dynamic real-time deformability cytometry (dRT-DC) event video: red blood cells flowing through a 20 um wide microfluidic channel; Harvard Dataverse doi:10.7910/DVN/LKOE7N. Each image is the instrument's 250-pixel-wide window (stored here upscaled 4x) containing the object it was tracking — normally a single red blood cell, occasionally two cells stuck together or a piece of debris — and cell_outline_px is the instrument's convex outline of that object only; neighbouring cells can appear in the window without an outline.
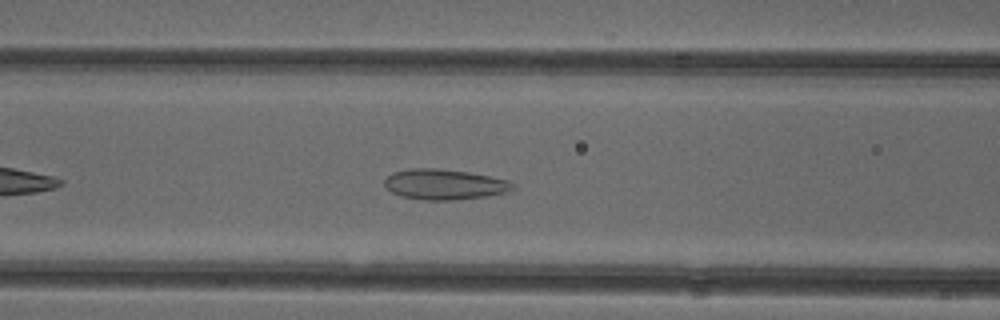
{"species": "common noctule bat (a hibernating species)", "species_latin": "Nyctalus noctula", "temperature_condition": "cold", "stored_images_in_passage": 38, "camera_frame_rate_fps": 3000, "um_per_image_px": 0.085, "animal": {"sex": "female"}, "frame": {"image": 1, "passage_image": 9, "time_ms": 2.667, "image_size_px": [1000, 320], "cell_outline_px": [[512, 188], [504, 192], [488, 196], [452, 200], [424, 200], [400, 196], [392, 192], [384, 184], [384, 180], [392, 172], [412, 168], [436, 168], [468, 172], [508, 180], [512, 184]], "centroid_in_image_um": [37.71, 15.67], "position_along_channel_um": 128.9, "area_um2": 22.48}}
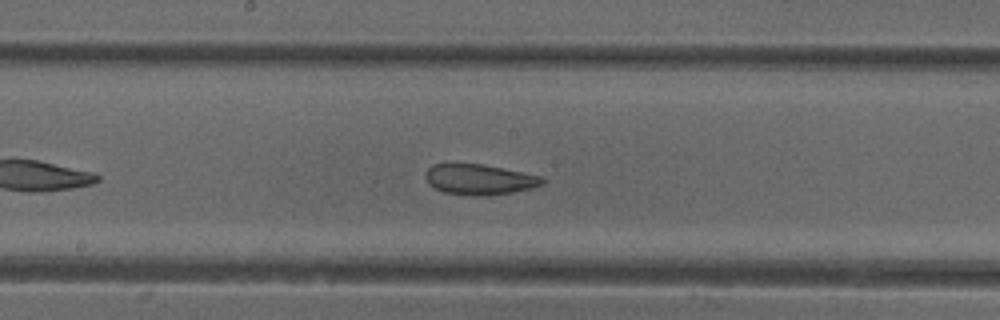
{"frame": {"image": 2, "passage_image": 15, "time_ms": 4.667, "image_size_px": [1000, 320], "cell_outline_px": [[548, 180], [544, 184], [532, 188], [512, 192], [488, 196], [484, 196], [444, 192], [428, 184], [428, 168], [432, 164], [484, 164], [544, 176]], "centroid_in_image_um": [40.86, 15.25], "position_along_channel_um": 207.3, "area_um2": 20.69}}
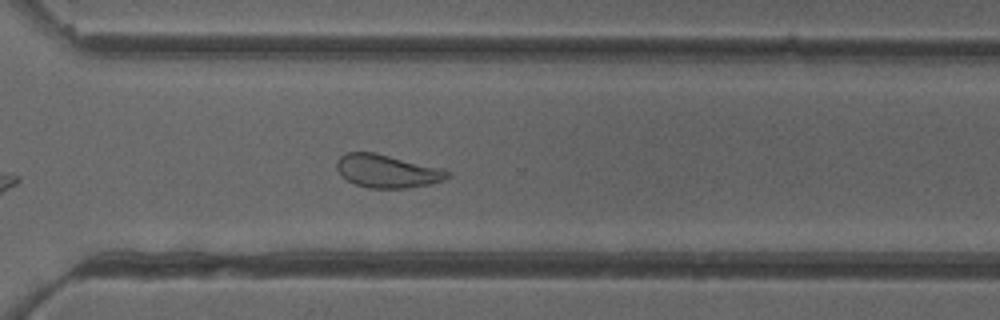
{"frame": {"image": 3, "passage_image": 25, "time_ms": 8.0, "image_size_px": [1000, 320], "cell_outline_px": [[452, 176], [444, 180], [432, 184], [404, 188], [368, 188], [356, 184], [348, 180], [336, 168], [336, 164], [340, 156], [344, 152], [376, 152], [444, 168], [452, 172]], "centroid_in_image_um": [32.98, 14.53], "position_along_channel_um": 337.6, "area_um2": 21.68}, "authors_computed_cell_mechanics": {"area_um2": 22.3397, "velocity_mm_per_s": 3.9267, "shape_relaxation_time_tau1_ms": null, "shape_relaxation_time_tau2_ms": 2.204, "deformation_change_tau1": null, "deformation_change_tau2": 0.0949}}